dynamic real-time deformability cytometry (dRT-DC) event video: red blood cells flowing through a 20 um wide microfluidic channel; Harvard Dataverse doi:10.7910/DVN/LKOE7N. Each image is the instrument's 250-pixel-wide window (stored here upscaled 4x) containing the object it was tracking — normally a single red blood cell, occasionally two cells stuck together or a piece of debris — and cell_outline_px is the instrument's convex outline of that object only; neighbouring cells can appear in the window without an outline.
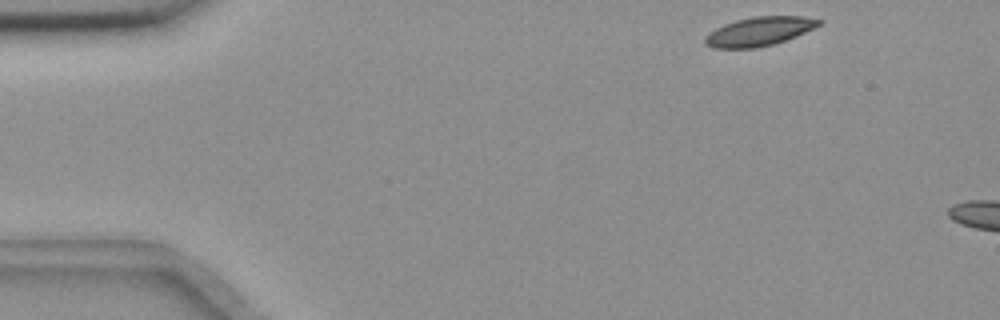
{"species": "common noctule bat (a hibernating species)", "species_latin": "Nyctalus noctula", "temperature_condition": "room temperature", "stored_images_in_passage": 7, "camera_frame_rate_fps": 3000, "um_per_image_px": 0.085, "animal": {"sex": "female", "body_mass_g": 18.4}, "frame": {"image": 1, "passage_image": 2, "time_ms": 0.333, "image_size_px": [1000, 320], "cell_outline_px": [[824, 20], [820, 24], [796, 36], [772, 44], [756, 48], [712, 48], [704, 44], [704, 36], [708, 32], [724, 24], [736, 20], [752, 16], [804, 16]], "centroid_in_image_um": [64.48, 2.66], "position_along_channel_um": 20.5, "area_um2": 19.19}}